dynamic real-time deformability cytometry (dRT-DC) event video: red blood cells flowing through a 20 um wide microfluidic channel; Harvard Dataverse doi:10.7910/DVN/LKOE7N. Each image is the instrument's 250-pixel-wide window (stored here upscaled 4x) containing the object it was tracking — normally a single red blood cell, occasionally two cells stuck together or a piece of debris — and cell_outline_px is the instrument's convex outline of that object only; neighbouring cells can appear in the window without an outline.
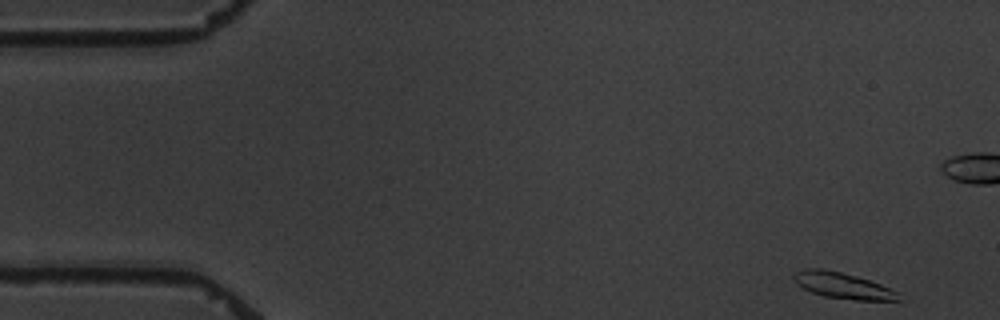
{"species": "common noctule bat (a hibernating species)", "species_latin": "Nyctalus noctula", "temperature_condition": "warm", "stored_images_in_passage": 4, "camera_frame_rate_fps": 3000, "um_per_image_px": 0.085, "animal": {"sex": "male", "body_mass_g": 19.5, "forearm_length_mm": 54.6}, "frame": {"image": 1, "passage_image": 1, "time_ms": 0.0, "image_size_px": [1000, 320], "cell_outline_px": [[900, 300], [856, 300], [824, 296], [812, 292], [796, 284], [792, 280], [792, 272], [804, 268], [824, 268], [856, 276], [880, 284], [896, 292]], "centroid_in_image_um": [71.52, 24.25], "position_along_channel_um": 13.5, "area_um2": 15.78}}